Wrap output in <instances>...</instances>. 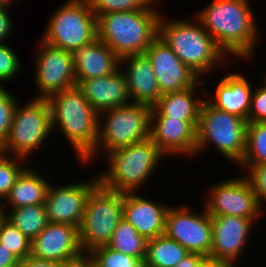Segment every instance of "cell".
Instances as JSON below:
<instances>
[{"label":"cell","instance_id":"6da1fadb","mask_svg":"<svg viewBox=\"0 0 266 267\" xmlns=\"http://www.w3.org/2000/svg\"><path fill=\"white\" fill-rule=\"evenodd\" d=\"M251 5L249 0H212L193 16L227 57L250 61L260 40Z\"/></svg>","mask_w":266,"mask_h":267},{"label":"cell","instance_id":"7a4b0ae2","mask_svg":"<svg viewBox=\"0 0 266 267\" xmlns=\"http://www.w3.org/2000/svg\"><path fill=\"white\" fill-rule=\"evenodd\" d=\"M192 18L193 21L181 17L168 20L162 11L158 22L159 37L201 79L211 72L214 74L215 68L221 70L227 66L228 69L231 58L217 46L200 21Z\"/></svg>","mask_w":266,"mask_h":267},{"label":"cell","instance_id":"3957f363","mask_svg":"<svg viewBox=\"0 0 266 267\" xmlns=\"http://www.w3.org/2000/svg\"><path fill=\"white\" fill-rule=\"evenodd\" d=\"M46 100L51 109L53 131L62 132L81 163L97 143L99 113L77 85L54 93Z\"/></svg>","mask_w":266,"mask_h":267},{"label":"cell","instance_id":"277c9868","mask_svg":"<svg viewBox=\"0 0 266 267\" xmlns=\"http://www.w3.org/2000/svg\"><path fill=\"white\" fill-rule=\"evenodd\" d=\"M104 156L108 167L97 174L99 183L121 193L143 190L144 183L153 179L152 175L155 176L156 169L167 157L150 138L109 151Z\"/></svg>","mask_w":266,"mask_h":267},{"label":"cell","instance_id":"5b68a950","mask_svg":"<svg viewBox=\"0 0 266 267\" xmlns=\"http://www.w3.org/2000/svg\"><path fill=\"white\" fill-rule=\"evenodd\" d=\"M160 10L109 12L97 18V38L120 59L144 54L158 36Z\"/></svg>","mask_w":266,"mask_h":267},{"label":"cell","instance_id":"8992f818","mask_svg":"<svg viewBox=\"0 0 266 267\" xmlns=\"http://www.w3.org/2000/svg\"><path fill=\"white\" fill-rule=\"evenodd\" d=\"M151 110L146 104L129 103L100 112L97 143L80 165L91 164L101 153L104 157L109 151L150 138Z\"/></svg>","mask_w":266,"mask_h":267},{"label":"cell","instance_id":"52a82bcc","mask_svg":"<svg viewBox=\"0 0 266 267\" xmlns=\"http://www.w3.org/2000/svg\"><path fill=\"white\" fill-rule=\"evenodd\" d=\"M247 124V120L217 109L204 99L196 128V157L213 145L225 160L237 166L244 157Z\"/></svg>","mask_w":266,"mask_h":267},{"label":"cell","instance_id":"ba28073f","mask_svg":"<svg viewBox=\"0 0 266 267\" xmlns=\"http://www.w3.org/2000/svg\"><path fill=\"white\" fill-rule=\"evenodd\" d=\"M31 99L23 106L18 99L8 136L0 146L1 153L29 160L53 135L48 101L33 96Z\"/></svg>","mask_w":266,"mask_h":267},{"label":"cell","instance_id":"9c48e42d","mask_svg":"<svg viewBox=\"0 0 266 267\" xmlns=\"http://www.w3.org/2000/svg\"><path fill=\"white\" fill-rule=\"evenodd\" d=\"M49 17L40 38L48 45L73 53L97 38V17L87 0H67Z\"/></svg>","mask_w":266,"mask_h":267},{"label":"cell","instance_id":"30bf717a","mask_svg":"<svg viewBox=\"0 0 266 267\" xmlns=\"http://www.w3.org/2000/svg\"><path fill=\"white\" fill-rule=\"evenodd\" d=\"M123 218V193L98 183L88 195L79 237L87 255L94 248L106 246Z\"/></svg>","mask_w":266,"mask_h":267},{"label":"cell","instance_id":"8fae6325","mask_svg":"<svg viewBox=\"0 0 266 267\" xmlns=\"http://www.w3.org/2000/svg\"><path fill=\"white\" fill-rule=\"evenodd\" d=\"M207 191L203 208L210 217L231 215L257 223L265 214L244 175L218 180Z\"/></svg>","mask_w":266,"mask_h":267},{"label":"cell","instance_id":"7c38bea8","mask_svg":"<svg viewBox=\"0 0 266 267\" xmlns=\"http://www.w3.org/2000/svg\"><path fill=\"white\" fill-rule=\"evenodd\" d=\"M33 62L34 98L47 99L54 93L77 85L73 54L39 39Z\"/></svg>","mask_w":266,"mask_h":267},{"label":"cell","instance_id":"4fadbf2b","mask_svg":"<svg viewBox=\"0 0 266 267\" xmlns=\"http://www.w3.org/2000/svg\"><path fill=\"white\" fill-rule=\"evenodd\" d=\"M184 204V205H183ZM172 205L165 217V235L182 245L190 253L209 257L212 246V222L206 213L194 212L185 203ZM193 210V211H192Z\"/></svg>","mask_w":266,"mask_h":267},{"label":"cell","instance_id":"5bb4252c","mask_svg":"<svg viewBox=\"0 0 266 267\" xmlns=\"http://www.w3.org/2000/svg\"><path fill=\"white\" fill-rule=\"evenodd\" d=\"M99 183L97 172L87 181L50 185L45 200L48 222L80 227L88 195Z\"/></svg>","mask_w":266,"mask_h":267},{"label":"cell","instance_id":"9a60e30c","mask_svg":"<svg viewBox=\"0 0 266 267\" xmlns=\"http://www.w3.org/2000/svg\"><path fill=\"white\" fill-rule=\"evenodd\" d=\"M144 54L151 63L162 95L193 87L201 79L175 55L159 35Z\"/></svg>","mask_w":266,"mask_h":267},{"label":"cell","instance_id":"2e32d148","mask_svg":"<svg viewBox=\"0 0 266 267\" xmlns=\"http://www.w3.org/2000/svg\"><path fill=\"white\" fill-rule=\"evenodd\" d=\"M84 255L79 228L70 224L48 222L31 241L30 256L35 258L68 263Z\"/></svg>","mask_w":266,"mask_h":267},{"label":"cell","instance_id":"e0dca14e","mask_svg":"<svg viewBox=\"0 0 266 267\" xmlns=\"http://www.w3.org/2000/svg\"><path fill=\"white\" fill-rule=\"evenodd\" d=\"M211 222L213 237L209 258L240 264L254 224L257 226V223L231 215L211 217Z\"/></svg>","mask_w":266,"mask_h":267},{"label":"cell","instance_id":"ac0fdd59","mask_svg":"<svg viewBox=\"0 0 266 267\" xmlns=\"http://www.w3.org/2000/svg\"><path fill=\"white\" fill-rule=\"evenodd\" d=\"M197 125L198 121L150 117V139L168 158L174 155L192 159L196 156Z\"/></svg>","mask_w":266,"mask_h":267},{"label":"cell","instance_id":"d6986e66","mask_svg":"<svg viewBox=\"0 0 266 267\" xmlns=\"http://www.w3.org/2000/svg\"><path fill=\"white\" fill-rule=\"evenodd\" d=\"M140 192L123 193V218L146 240L165 233V217L171 205L144 197Z\"/></svg>","mask_w":266,"mask_h":267},{"label":"cell","instance_id":"ffe728a7","mask_svg":"<svg viewBox=\"0 0 266 267\" xmlns=\"http://www.w3.org/2000/svg\"><path fill=\"white\" fill-rule=\"evenodd\" d=\"M227 72L218 78L215 93L205 90V99L215 108L247 120L253 83L251 84L244 73H238V70Z\"/></svg>","mask_w":266,"mask_h":267},{"label":"cell","instance_id":"44dd1931","mask_svg":"<svg viewBox=\"0 0 266 267\" xmlns=\"http://www.w3.org/2000/svg\"><path fill=\"white\" fill-rule=\"evenodd\" d=\"M120 69L126 80L131 103L152 107L162 96L151 63L145 54L122 58Z\"/></svg>","mask_w":266,"mask_h":267},{"label":"cell","instance_id":"7402d4cb","mask_svg":"<svg viewBox=\"0 0 266 267\" xmlns=\"http://www.w3.org/2000/svg\"><path fill=\"white\" fill-rule=\"evenodd\" d=\"M77 86L98 113L131 103L121 69L109 76L77 80Z\"/></svg>","mask_w":266,"mask_h":267},{"label":"cell","instance_id":"603a6c76","mask_svg":"<svg viewBox=\"0 0 266 267\" xmlns=\"http://www.w3.org/2000/svg\"><path fill=\"white\" fill-rule=\"evenodd\" d=\"M72 54L76 80L109 76L120 69L121 59L98 38Z\"/></svg>","mask_w":266,"mask_h":267},{"label":"cell","instance_id":"cb8c5ba5","mask_svg":"<svg viewBox=\"0 0 266 267\" xmlns=\"http://www.w3.org/2000/svg\"><path fill=\"white\" fill-rule=\"evenodd\" d=\"M206 82L208 83V81L200 79L193 87L163 94L152 106L151 117L198 121L200 107L205 99L206 88H202V85H206ZM200 88L203 96L200 95Z\"/></svg>","mask_w":266,"mask_h":267},{"label":"cell","instance_id":"d4e9b609","mask_svg":"<svg viewBox=\"0 0 266 267\" xmlns=\"http://www.w3.org/2000/svg\"><path fill=\"white\" fill-rule=\"evenodd\" d=\"M34 168L28 166L18 177L15 185L1 202L5 210L45 204L51 181L49 182L47 177Z\"/></svg>","mask_w":266,"mask_h":267},{"label":"cell","instance_id":"484cf974","mask_svg":"<svg viewBox=\"0 0 266 267\" xmlns=\"http://www.w3.org/2000/svg\"><path fill=\"white\" fill-rule=\"evenodd\" d=\"M190 252L165 234L147 240L145 262L152 267H175Z\"/></svg>","mask_w":266,"mask_h":267},{"label":"cell","instance_id":"4316f807","mask_svg":"<svg viewBox=\"0 0 266 267\" xmlns=\"http://www.w3.org/2000/svg\"><path fill=\"white\" fill-rule=\"evenodd\" d=\"M106 247L138 258L143 262L146 257L147 240L138 234L136 229L126 219L122 218Z\"/></svg>","mask_w":266,"mask_h":267},{"label":"cell","instance_id":"83f0119b","mask_svg":"<svg viewBox=\"0 0 266 267\" xmlns=\"http://www.w3.org/2000/svg\"><path fill=\"white\" fill-rule=\"evenodd\" d=\"M6 219L32 241L48 224L45 205L6 210Z\"/></svg>","mask_w":266,"mask_h":267},{"label":"cell","instance_id":"f1b7e54d","mask_svg":"<svg viewBox=\"0 0 266 267\" xmlns=\"http://www.w3.org/2000/svg\"><path fill=\"white\" fill-rule=\"evenodd\" d=\"M266 163V122H248L246 148L239 164Z\"/></svg>","mask_w":266,"mask_h":267},{"label":"cell","instance_id":"f546056e","mask_svg":"<svg viewBox=\"0 0 266 267\" xmlns=\"http://www.w3.org/2000/svg\"><path fill=\"white\" fill-rule=\"evenodd\" d=\"M87 1L90 5L91 10L98 18L100 15L109 12H123L132 10H160L158 2L161 0H87Z\"/></svg>","mask_w":266,"mask_h":267},{"label":"cell","instance_id":"4dcf8cb0","mask_svg":"<svg viewBox=\"0 0 266 267\" xmlns=\"http://www.w3.org/2000/svg\"><path fill=\"white\" fill-rule=\"evenodd\" d=\"M27 163V159L0 152V202L6 198L18 177L28 167Z\"/></svg>","mask_w":266,"mask_h":267},{"label":"cell","instance_id":"1f68e13d","mask_svg":"<svg viewBox=\"0 0 266 267\" xmlns=\"http://www.w3.org/2000/svg\"><path fill=\"white\" fill-rule=\"evenodd\" d=\"M0 243L19 261L31 254V241L7 219L0 228Z\"/></svg>","mask_w":266,"mask_h":267},{"label":"cell","instance_id":"d6a6232c","mask_svg":"<svg viewBox=\"0 0 266 267\" xmlns=\"http://www.w3.org/2000/svg\"><path fill=\"white\" fill-rule=\"evenodd\" d=\"M87 255L97 267H137L141 262L138 258L111 250L106 246L94 248Z\"/></svg>","mask_w":266,"mask_h":267},{"label":"cell","instance_id":"836d02e7","mask_svg":"<svg viewBox=\"0 0 266 267\" xmlns=\"http://www.w3.org/2000/svg\"><path fill=\"white\" fill-rule=\"evenodd\" d=\"M237 166L241 172H247L242 174L252 186L261 208L266 211V163L238 164Z\"/></svg>","mask_w":266,"mask_h":267},{"label":"cell","instance_id":"e575fe53","mask_svg":"<svg viewBox=\"0 0 266 267\" xmlns=\"http://www.w3.org/2000/svg\"><path fill=\"white\" fill-rule=\"evenodd\" d=\"M21 68L22 62L14 49L7 43H0V86L15 80L21 73Z\"/></svg>","mask_w":266,"mask_h":267},{"label":"cell","instance_id":"d590c367","mask_svg":"<svg viewBox=\"0 0 266 267\" xmlns=\"http://www.w3.org/2000/svg\"><path fill=\"white\" fill-rule=\"evenodd\" d=\"M0 86V146L6 140L18 100L12 93Z\"/></svg>","mask_w":266,"mask_h":267},{"label":"cell","instance_id":"8d00e7d4","mask_svg":"<svg viewBox=\"0 0 266 267\" xmlns=\"http://www.w3.org/2000/svg\"><path fill=\"white\" fill-rule=\"evenodd\" d=\"M247 122H266V87L254 86Z\"/></svg>","mask_w":266,"mask_h":267},{"label":"cell","instance_id":"74e56055","mask_svg":"<svg viewBox=\"0 0 266 267\" xmlns=\"http://www.w3.org/2000/svg\"><path fill=\"white\" fill-rule=\"evenodd\" d=\"M14 2L0 4V43H6L9 35L13 31L12 18L9 14V7L13 5Z\"/></svg>","mask_w":266,"mask_h":267},{"label":"cell","instance_id":"f35d334b","mask_svg":"<svg viewBox=\"0 0 266 267\" xmlns=\"http://www.w3.org/2000/svg\"><path fill=\"white\" fill-rule=\"evenodd\" d=\"M61 264L29 256L20 260L17 267H59Z\"/></svg>","mask_w":266,"mask_h":267},{"label":"cell","instance_id":"ab89813d","mask_svg":"<svg viewBox=\"0 0 266 267\" xmlns=\"http://www.w3.org/2000/svg\"><path fill=\"white\" fill-rule=\"evenodd\" d=\"M19 260L0 243V267H17Z\"/></svg>","mask_w":266,"mask_h":267},{"label":"cell","instance_id":"60d3db41","mask_svg":"<svg viewBox=\"0 0 266 267\" xmlns=\"http://www.w3.org/2000/svg\"><path fill=\"white\" fill-rule=\"evenodd\" d=\"M204 258L205 257L200 254L190 253L188 256L182 259L175 267H199L201 261Z\"/></svg>","mask_w":266,"mask_h":267},{"label":"cell","instance_id":"b9f144b4","mask_svg":"<svg viewBox=\"0 0 266 267\" xmlns=\"http://www.w3.org/2000/svg\"><path fill=\"white\" fill-rule=\"evenodd\" d=\"M237 264L231 263L229 261L224 260H218V259H212L209 257H205L199 267H237Z\"/></svg>","mask_w":266,"mask_h":267},{"label":"cell","instance_id":"7bdbcfd3","mask_svg":"<svg viewBox=\"0 0 266 267\" xmlns=\"http://www.w3.org/2000/svg\"><path fill=\"white\" fill-rule=\"evenodd\" d=\"M59 267H85V255L68 263H62Z\"/></svg>","mask_w":266,"mask_h":267},{"label":"cell","instance_id":"ee69618b","mask_svg":"<svg viewBox=\"0 0 266 267\" xmlns=\"http://www.w3.org/2000/svg\"><path fill=\"white\" fill-rule=\"evenodd\" d=\"M5 220H6V210L2 206V203L0 202V228Z\"/></svg>","mask_w":266,"mask_h":267},{"label":"cell","instance_id":"f6af8a7d","mask_svg":"<svg viewBox=\"0 0 266 267\" xmlns=\"http://www.w3.org/2000/svg\"><path fill=\"white\" fill-rule=\"evenodd\" d=\"M85 267H97L95 264H93L88 255H85Z\"/></svg>","mask_w":266,"mask_h":267},{"label":"cell","instance_id":"bcb514c9","mask_svg":"<svg viewBox=\"0 0 266 267\" xmlns=\"http://www.w3.org/2000/svg\"><path fill=\"white\" fill-rule=\"evenodd\" d=\"M137 267H152V266L148 265L145 261H143V262H140Z\"/></svg>","mask_w":266,"mask_h":267},{"label":"cell","instance_id":"7dc6e473","mask_svg":"<svg viewBox=\"0 0 266 267\" xmlns=\"http://www.w3.org/2000/svg\"><path fill=\"white\" fill-rule=\"evenodd\" d=\"M18 0H0V4H3V3H9V2H16Z\"/></svg>","mask_w":266,"mask_h":267},{"label":"cell","instance_id":"c3c4849f","mask_svg":"<svg viewBox=\"0 0 266 267\" xmlns=\"http://www.w3.org/2000/svg\"><path fill=\"white\" fill-rule=\"evenodd\" d=\"M265 77H263L262 79V85H264L265 87H266V72H265V75H264Z\"/></svg>","mask_w":266,"mask_h":267}]
</instances>
